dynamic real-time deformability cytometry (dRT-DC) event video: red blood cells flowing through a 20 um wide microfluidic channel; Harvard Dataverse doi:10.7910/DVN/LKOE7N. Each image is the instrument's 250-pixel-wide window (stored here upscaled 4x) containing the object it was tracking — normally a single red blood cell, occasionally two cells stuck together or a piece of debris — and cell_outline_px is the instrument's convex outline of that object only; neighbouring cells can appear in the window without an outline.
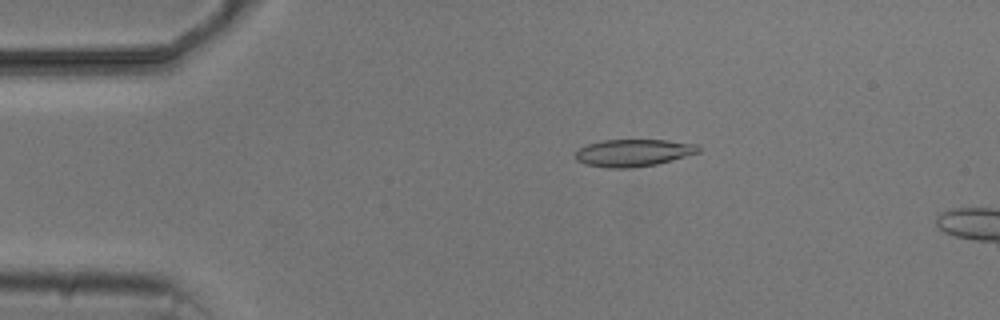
{"species": "common noctule bat (a hibernating species)", "species_latin": "Nyctalus noctula", "temperature_condition": "cold", "stored_images_in_passage": 4, "camera_frame_rate_fps": 3000, "um_per_image_px": 0.085, "animal": {"sex": "male", "body_mass_g": 20.5, "forearm_length_mm": 52.5}, "frame": {"image": 1, "passage_image": 3, "time_ms": 2.333, "image_size_px": [1000, 320], "cell_outline_px": [[700, 152], [656, 164], [632, 168], [608, 168], [584, 164], [576, 160], [576, 152], [580, 148], [588, 144], [604, 140], [668, 140], [696, 144], [700, 148]], "centroid_in_image_um": [53.83, 12.99], "position_along_channel_um": 31.2, "area_um2": 19.42}}